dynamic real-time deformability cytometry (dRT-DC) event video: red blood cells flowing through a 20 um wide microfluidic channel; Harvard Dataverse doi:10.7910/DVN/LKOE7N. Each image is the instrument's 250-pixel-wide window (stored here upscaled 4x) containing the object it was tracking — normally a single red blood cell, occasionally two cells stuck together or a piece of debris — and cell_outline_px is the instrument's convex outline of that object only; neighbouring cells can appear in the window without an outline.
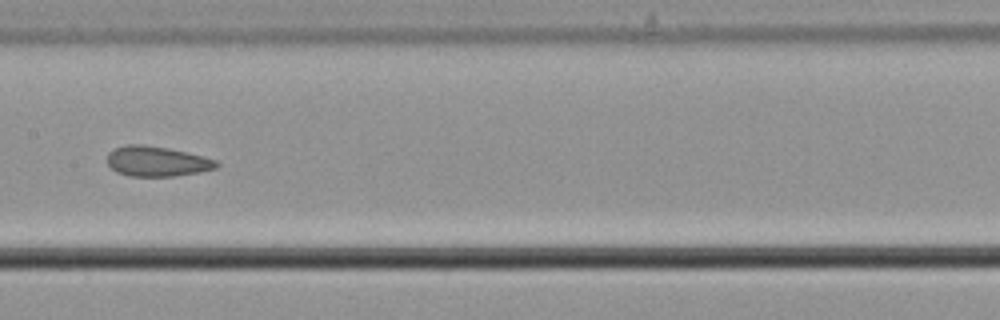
{"species": "common noctule bat (a hibernating species)", "species_latin": "Nyctalus noctula", "temperature_condition": "cold", "stored_images_in_passage": 10, "camera_frame_rate_fps": 3000, "um_per_image_px": 0.085, "animal": {"sex": "male", "body_mass_g": 21.5, "forearm_length_mm": 52.0}, "frame": {"image": 1, "passage_image": 9, "time_ms": 2.667, "image_size_px": [1000, 320], "cell_outline_px": [[220, 164], [216, 168], [200, 172], [172, 176], [128, 176], [116, 172], [108, 164], [108, 152], [116, 148], [128, 144], [140, 144], [168, 148], [216, 160]], "centroid_in_image_um": [13.31, 13.72], "position_along_channel_um": 194.1, "area_um2": 18.96}}
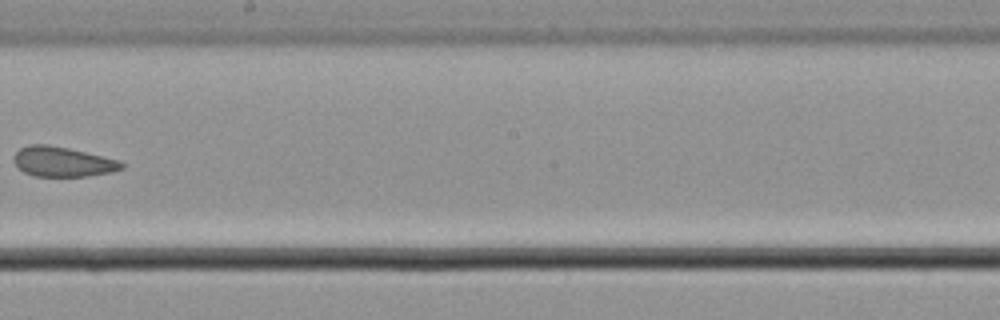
{"frame": {"image": 2, "passage_image": 10, "time_ms": 3.0, "image_size_px": [1000, 320], "cell_outline_px": [[124, 168], [112, 172], [88, 176], [32, 176], [24, 172], [16, 164], [12, 156], [20, 148], [28, 144], [48, 144], [68, 148], [120, 160], [124, 164]], "centroid_in_image_um": [5.33, 13.74], "position_along_channel_um": 242.9, "area_um2": 18.84}}